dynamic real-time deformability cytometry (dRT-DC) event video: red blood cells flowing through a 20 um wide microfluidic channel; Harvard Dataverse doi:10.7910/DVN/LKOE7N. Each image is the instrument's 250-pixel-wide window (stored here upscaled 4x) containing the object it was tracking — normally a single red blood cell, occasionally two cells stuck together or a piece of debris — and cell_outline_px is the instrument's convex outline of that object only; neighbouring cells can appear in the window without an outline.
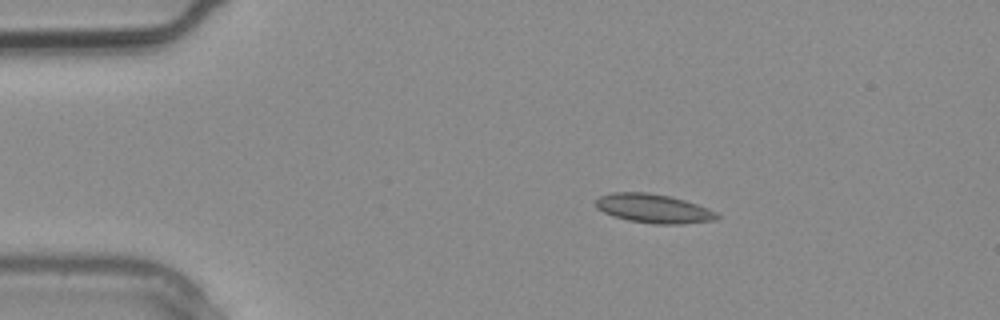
{"species": "common noctule bat (a hibernating species)", "species_latin": "Nyctalus noctula", "temperature_condition": "warm", "stored_images_in_passage": 2, "camera_frame_rate_fps": 3000, "um_per_image_px": 0.085, "animal": {"sex": "male", "body_mass_g": 20.4}, "frame": {"image": 1, "passage_image": 1, "time_ms": 0.0, "image_size_px": [1000, 320], "cell_outline_px": [[720, 216], [716, 220], [680, 224], [656, 224], [628, 220], [604, 212], [596, 208], [596, 200], [600, 196], [612, 192], [648, 192], [668, 196], [684, 200], [708, 208], [716, 212]], "centroid_in_image_um": [55.56, 17.72], "position_along_channel_um": 29.4, "area_um2": 20.29}}